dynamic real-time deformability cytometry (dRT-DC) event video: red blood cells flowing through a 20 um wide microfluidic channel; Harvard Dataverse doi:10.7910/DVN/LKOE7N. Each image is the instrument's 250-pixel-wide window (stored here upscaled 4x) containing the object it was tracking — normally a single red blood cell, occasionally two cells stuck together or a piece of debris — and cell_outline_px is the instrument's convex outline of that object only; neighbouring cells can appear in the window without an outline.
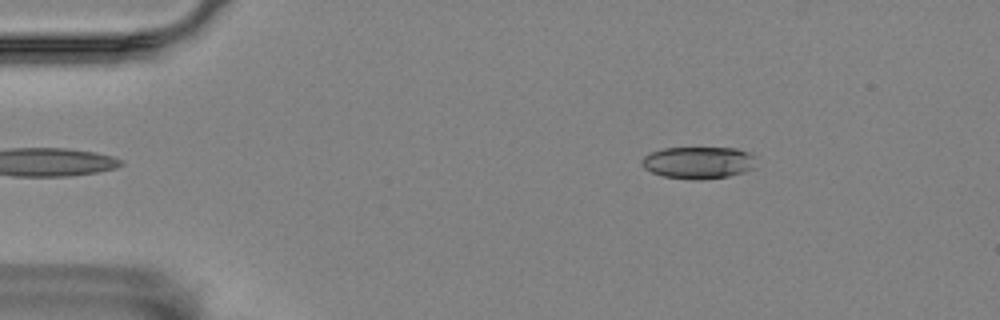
{"species": "Egyptian fruit bat (a non-hibernating species)", "species_latin": "Rousettus aegyptiacus", "temperature_condition": "room temperature", "stored_images_in_passage": 6, "camera_frame_rate_fps": 3000, "um_per_image_px": 0.085, "animal": {"sex": "female"}, "frame": {"image": 1, "passage_image": 2, "time_ms": 0.333, "image_size_px": [1000, 320], "cell_outline_px": [[752, 168], [744, 172], [728, 176], [700, 180], [696, 180], [664, 176], [652, 172], [644, 168], [640, 164], [640, 160], [644, 156], [652, 152], [664, 148], [736, 148], [748, 152], [752, 156]], "centroid_in_image_um": [59.3, 13.82], "position_along_channel_um": 25.7, "area_um2": 21.1}}